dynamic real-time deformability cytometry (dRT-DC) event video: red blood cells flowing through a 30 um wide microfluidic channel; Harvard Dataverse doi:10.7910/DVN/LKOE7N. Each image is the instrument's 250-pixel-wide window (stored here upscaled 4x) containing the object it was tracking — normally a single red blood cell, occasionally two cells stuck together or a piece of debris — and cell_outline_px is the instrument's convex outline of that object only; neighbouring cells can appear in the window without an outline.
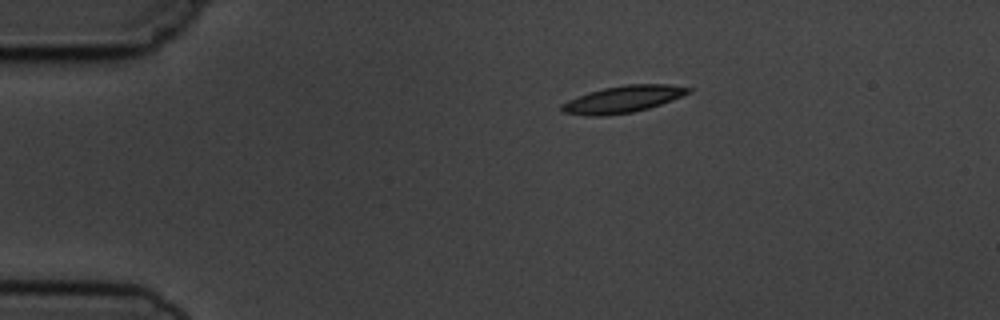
{"species": "common noctule bat (a hibernating species)", "species_latin": "Nyctalus noctula", "temperature_condition": "cold", "stored_images_in_passage": 2, "camera_frame_rate_fps": 3000, "um_per_image_px": 0.085, "animal": {"sex": "male", "body_mass_g": 19.5, "forearm_length_mm": 54.6}, "frame": {"image": 1, "passage_image": 1, "time_ms": 0.0, "image_size_px": [1000, 320], "cell_outline_px": [[692, 92], [672, 100], [648, 108], [632, 112], [604, 116], [584, 116], [564, 112], [560, 108], [560, 104], [568, 100], [588, 92], [604, 88], [624, 84], [668, 84], [692, 88]], "centroid_in_image_um": [52.94, 8.43], "position_along_channel_um": 32.1, "area_um2": 19.88}}